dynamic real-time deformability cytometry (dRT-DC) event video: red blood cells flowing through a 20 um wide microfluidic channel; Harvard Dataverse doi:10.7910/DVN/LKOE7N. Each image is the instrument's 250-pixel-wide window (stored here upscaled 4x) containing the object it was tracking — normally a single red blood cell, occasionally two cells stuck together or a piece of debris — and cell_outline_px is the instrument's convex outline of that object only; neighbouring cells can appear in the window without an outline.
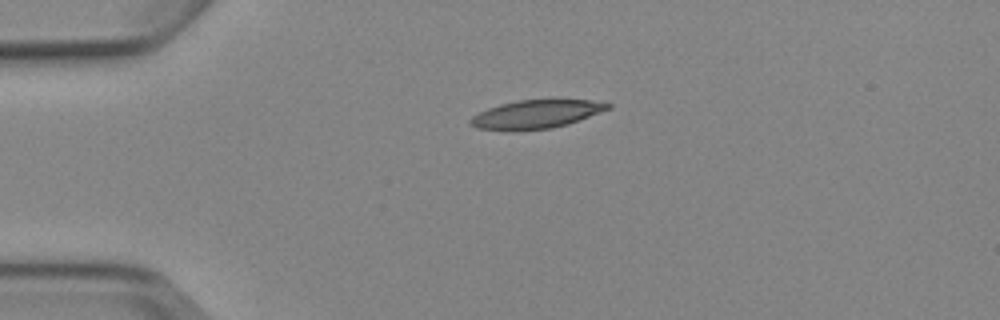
{"species": "Egyptian fruit bat (a non-hibernating species)", "species_latin": "Rousettus aegyptiacus", "temperature_condition": "cold", "stored_images_in_passage": 2, "camera_frame_rate_fps": 3000, "um_per_image_px": 0.085, "animal": {"sex": "female"}, "frame": {"image": 1, "passage_image": 1, "time_ms": 0.0, "image_size_px": [1000, 320], "cell_outline_px": [[612, 108], [568, 124], [552, 128], [520, 132], [476, 128], [468, 124], [468, 120], [472, 116], [488, 108], [500, 104], [516, 100], [592, 100], [612, 104]], "centroid_in_image_um": [45.54, 9.73], "position_along_channel_um": 39.5, "area_um2": 23.12}}